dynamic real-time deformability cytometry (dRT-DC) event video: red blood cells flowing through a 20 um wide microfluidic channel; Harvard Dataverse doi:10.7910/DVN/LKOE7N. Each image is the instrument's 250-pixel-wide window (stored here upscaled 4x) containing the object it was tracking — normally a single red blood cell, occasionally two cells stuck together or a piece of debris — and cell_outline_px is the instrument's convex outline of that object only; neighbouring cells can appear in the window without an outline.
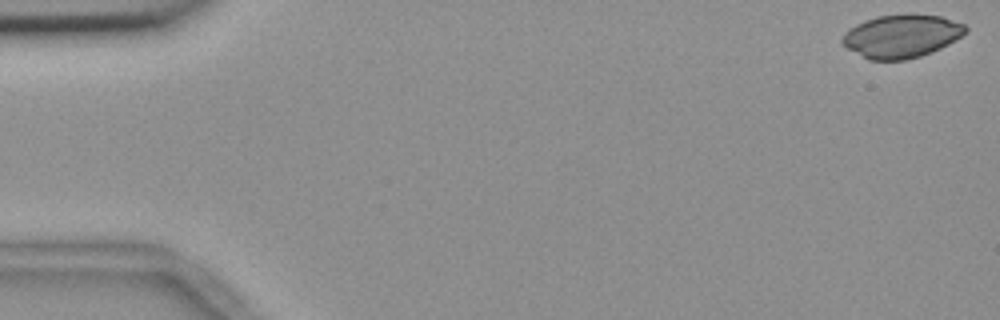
{"species": "common noctule bat (a hibernating species)", "species_latin": "Nyctalus noctula", "temperature_condition": "room temperature", "stored_images_in_passage": 12, "camera_frame_rate_fps": 3000, "um_per_image_px": 0.085, "animal": {"sex": "female", "body_mass_g": 18.4}, "frame": {"image": 1, "passage_image": 1, "time_ms": 0.0, "image_size_px": [1000, 320], "cell_outline_px": [[968, 28], [956, 40], [932, 52], [908, 60], [868, 60], [848, 48], [840, 40], [844, 32], [848, 28], [864, 20], [880, 16], [940, 16], [964, 24]], "centroid_in_image_um": [76.59, 3.11], "position_along_channel_um": 8.4, "area_um2": 30.4}}